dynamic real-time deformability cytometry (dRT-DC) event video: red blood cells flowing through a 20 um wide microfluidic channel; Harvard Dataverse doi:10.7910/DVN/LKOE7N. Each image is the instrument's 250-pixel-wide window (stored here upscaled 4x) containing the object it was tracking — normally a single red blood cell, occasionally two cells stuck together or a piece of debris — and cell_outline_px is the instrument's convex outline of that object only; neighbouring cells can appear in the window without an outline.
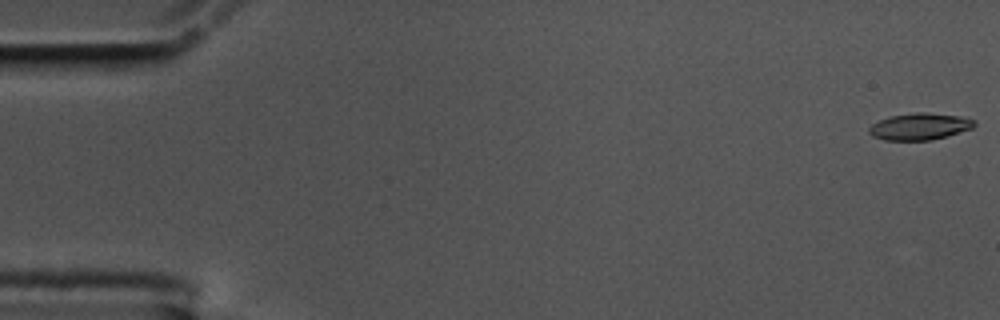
{"species": "common noctule bat (a hibernating species)", "species_latin": "Nyctalus noctula", "temperature_condition": "cold", "stored_images_in_passage": 58, "camera_frame_rate_fps": 3000, "um_per_image_px": 0.085, "animal": {"sex": "male", "body_mass_g": 17.5, "forearm_length_mm": 52.3}, "frame": {"image": 1, "passage_image": 1, "time_ms": 0.0, "image_size_px": [1000, 320], "cell_outline_px": [[976, 124], [972, 128], [948, 136], [932, 140], [884, 140], [872, 136], [868, 132], [868, 128], [872, 124], [880, 120], [892, 116], [916, 112], [924, 112], [960, 116], [976, 120]], "centroid_in_image_um": [78.18, 10.76], "position_along_channel_um": 6.8, "area_um2": 16.42}}
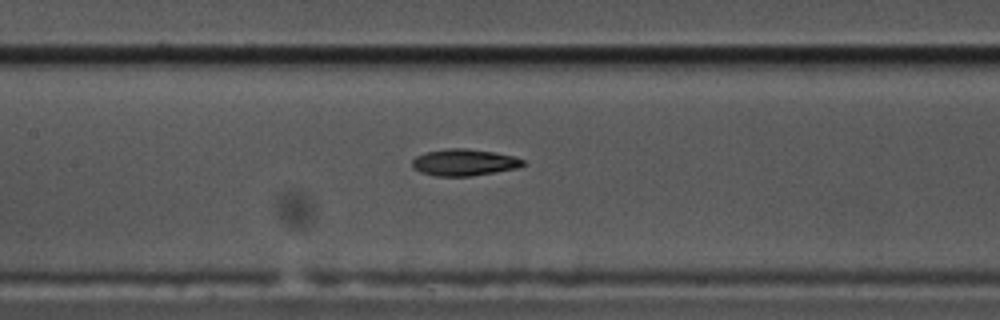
{"frame": {"image": 2, "passage_image": 27, "time_ms": 8.667, "image_size_px": [1000, 320], "cell_outline_px": [[524, 164], [516, 168], [472, 176], [436, 176], [420, 172], [412, 168], [412, 160], [416, 156], [424, 152], [444, 148], [468, 148], [516, 156], [524, 160]], "centroid_in_image_um": [39.41, 13.79], "position_along_channel_um": 168.0, "area_um2": 17.34}}
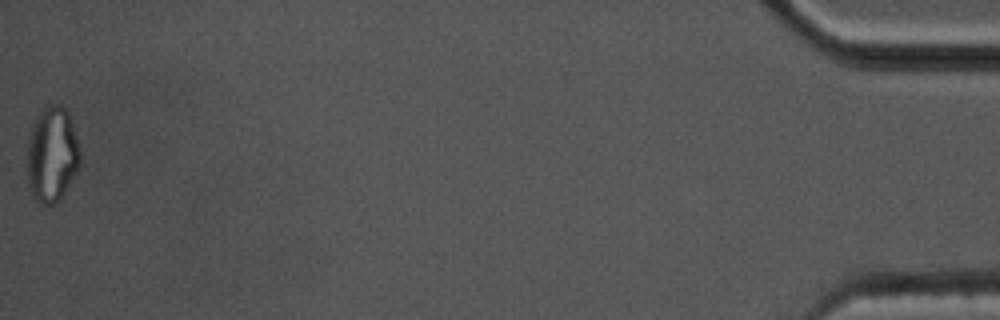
{"frame": {"image": 3, "passage_image": 58, "time_ms": 19.0, "image_size_px": [1000, 320], "cell_outline_px": [[80, 164], [76, 172], [64, 192], [52, 204], [44, 204], [36, 200], [32, 196], [28, 184], [28, 136], [40, 112], [48, 104], [60, 104], [68, 112], [80, 148]], "centroid_in_image_um": [4.42, 13.11], "position_along_channel_um": 430.8, "area_um2": 28.96}, "authors_computed_cell_mechanics": {"area_um2": 17.3689, "velocity_mm_per_s": 3.4963, "shape_relaxation_time_tau1_ms": 6.9426, "shape_relaxation_time_tau2_ms": 7.8385, "deformation_change_tau1": 0.1994, "deformation_change_tau2": 0.1692}}